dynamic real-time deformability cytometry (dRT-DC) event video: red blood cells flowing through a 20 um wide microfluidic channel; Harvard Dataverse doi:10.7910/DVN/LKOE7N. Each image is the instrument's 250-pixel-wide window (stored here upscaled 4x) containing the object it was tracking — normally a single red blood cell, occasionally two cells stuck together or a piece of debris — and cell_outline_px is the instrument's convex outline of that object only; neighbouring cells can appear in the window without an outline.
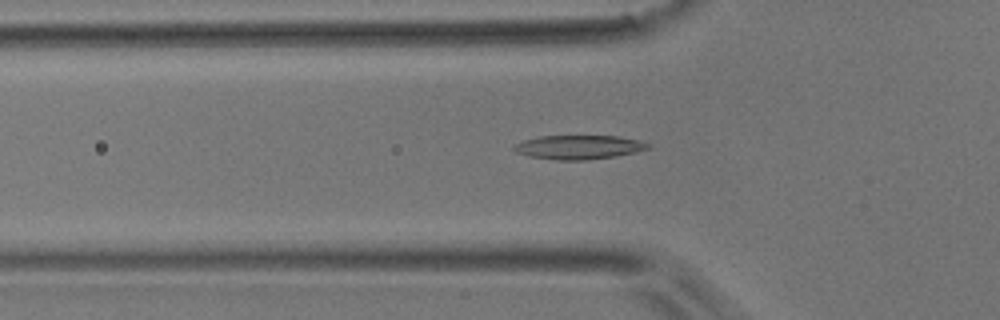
{"species": "common noctule bat (a hibernating species)", "species_latin": "Nyctalus noctula", "temperature_condition": "room temperature", "stored_images_in_passage": 32, "camera_frame_rate_fps": 3000, "um_per_image_px": 0.085, "animal": {"sex": "male", "body_mass_g": 17.9}, "frame": {"image": 1, "passage_image": 2, "time_ms": 0.333, "image_size_px": [1000, 320], "cell_outline_px": [[652, 148], [636, 152], [616, 156], [588, 160], [556, 160], [528, 156], [516, 152], [512, 148], [512, 144], [524, 140], [540, 136], [616, 136], [640, 140], [648, 144]], "centroid_in_image_um": [49.18, 12.51], "position_along_channel_um": 76.6, "area_um2": 18.9}}
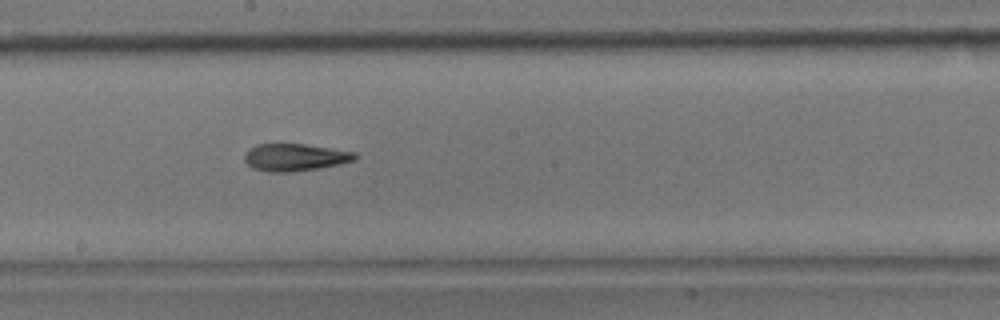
{"frame": {"image": 2, "passage_image": 13, "time_ms": 4.0, "image_size_px": [1000, 320], "cell_outline_px": [[360, 156], [356, 160], [340, 164], [320, 168], [292, 172], [268, 172], [252, 168], [244, 160], [244, 156], [248, 148], [256, 144], [304, 144], [356, 152]], "centroid_in_image_um": [25.09, 13.37], "position_along_channel_um": 223.1, "area_um2": 17.8}}
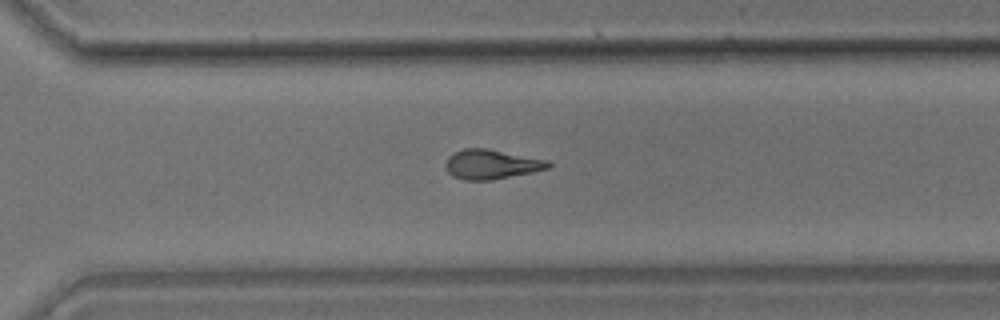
{"frame": {"image": 3, "passage_image": 21, "time_ms": 6.667, "image_size_px": [1000, 320], "cell_outline_px": [[552, 164], [548, 168], [532, 172], [492, 180], [464, 180], [452, 176], [448, 172], [448, 156], [464, 148], [484, 148], [548, 160]], "centroid_in_image_um": [41.79, 13.97], "position_along_channel_um": 328.8, "area_um2": 17.34}, "authors_computed_cell_mechanics": {"area_um2": 17.5712, "velocity_mm_per_s": 3.9767, "shape_relaxation_time_tau1_ms": 8.5895, "shape_relaxation_time_tau2_ms": 2.7641, "deformation_change_tau1": 0.2344, "deformation_change_tau2": 0.1124}}